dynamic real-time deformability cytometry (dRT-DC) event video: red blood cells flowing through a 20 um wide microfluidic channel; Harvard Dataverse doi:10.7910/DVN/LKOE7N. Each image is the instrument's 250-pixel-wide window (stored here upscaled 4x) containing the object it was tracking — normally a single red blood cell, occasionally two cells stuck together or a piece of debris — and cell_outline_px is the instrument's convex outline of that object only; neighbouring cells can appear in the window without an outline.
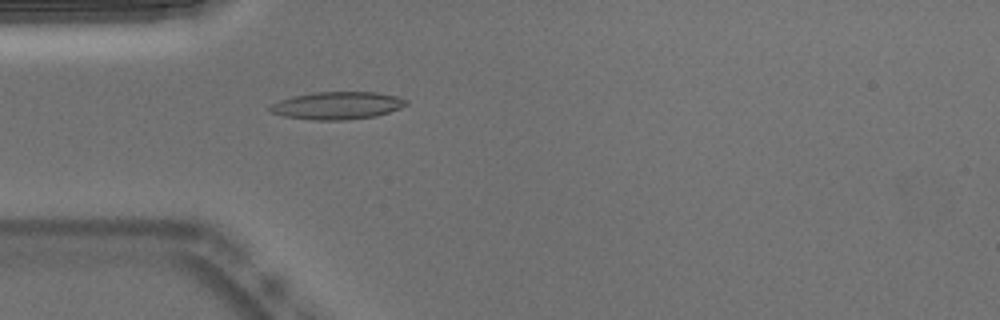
{"species": "Egyptian fruit bat (a non-hibernating species)", "species_latin": "Rousettus aegyptiacus", "temperature_condition": "warm", "stored_images_in_passage": 52, "camera_frame_rate_fps": 3000, "um_per_image_px": 0.085, "animal": {"sex": "male"}, "frame": {"image": 1, "passage_image": 15, "time_ms": 4.667, "image_size_px": [1000, 320], "cell_outline_px": [[408, 104], [400, 108], [376, 116], [348, 120], [312, 120], [284, 116], [272, 112], [268, 108], [272, 104], [280, 100], [292, 96], [312, 92], [376, 92], [396, 96], [408, 100]], "centroid_in_image_um": [28.68, 8.97], "position_along_channel_um": 56.3, "area_um2": 21.91}}
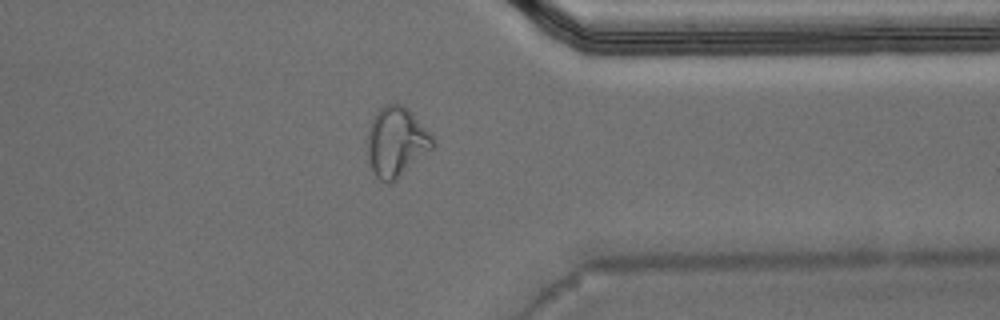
{"frame": {"image": 2, "passage_image": 41, "time_ms": 13.333, "image_size_px": [1000, 320], "cell_outline_px": [[436, 144], [432, 148], [392, 184], [388, 184], [380, 180], [376, 176], [368, 164], [368, 128], [372, 112], [384, 104], [404, 104], [412, 112], [432, 136]], "centroid_in_image_um": [33.65, 12.04], "position_along_channel_um": 377.8, "area_um2": 26.93}}
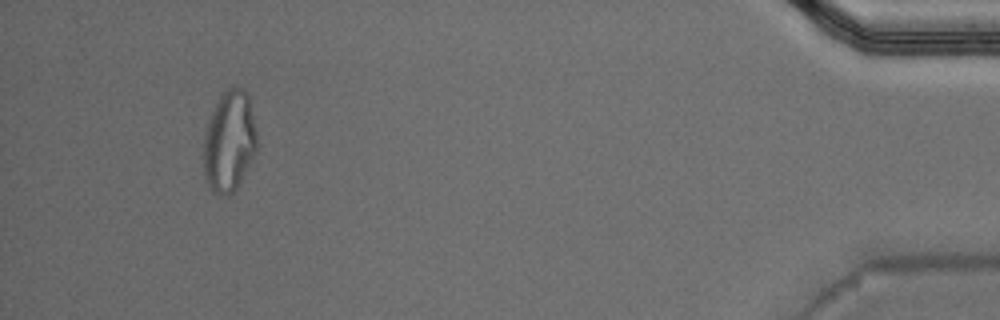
{"frame": {"image": 3, "passage_image": 49, "time_ms": 16.0, "image_size_px": [1000, 320], "cell_outline_px": [[256, 152], [236, 188], [228, 196], [220, 196], [212, 192], [204, 176], [204, 132], [208, 120], [220, 96], [232, 84], [244, 88], [248, 92], [256, 128]], "centroid_in_image_um": [19.49, 11.99], "position_along_channel_um": 415.7, "area_um2": 31.62}, "authors_computed_cell_mechanics": {"area_um2": 20.6635, "velocity_mm_per_s": 3.8172, "shape_relaxation_time_tau1_ms": null, "shape_relaxation_time_tau2_ms": 1.9913, "deformation_change_tau1": null, "deformation_change_tau2": 0.1031}}